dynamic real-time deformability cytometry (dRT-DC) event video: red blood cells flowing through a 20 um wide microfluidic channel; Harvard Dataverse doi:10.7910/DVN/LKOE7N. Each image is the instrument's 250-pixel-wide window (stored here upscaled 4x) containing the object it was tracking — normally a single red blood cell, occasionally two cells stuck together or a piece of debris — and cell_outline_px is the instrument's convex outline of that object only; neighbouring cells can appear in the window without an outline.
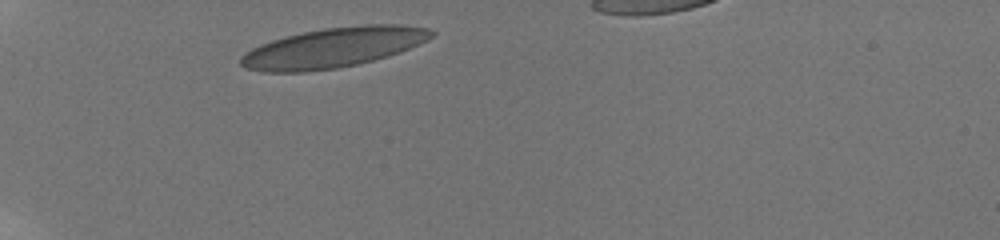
{"species": "human", "species_latin": "Homo sapiens", "temperature_condition": "room temperature", "stored_images_in_passage": 4, "camera_frame_rate_fps": 3000, "um_per_image_px": 0.085, "donor": {"sex": "male"}, "frame": {"image": 1, "passage_image": 1, "time_ms": 0.0, "image_size_px": [1000, 240], "cell_outline_px": [[436, 32], [428, 40], [400, 52], [388, 56], [356, 64], [336, 68], [304, 72], [260, 72], [244, 68], [240, 64], [240, 56], [244, 52], [260, 44], [272, 40], [304, 32], [324, 28], [364, 24], [400, 24], [428, 28]], "centroid_in_image_um": [28.31, 4.05], "position_along_channel_um": 56.7, "area_um2": 44.39}}
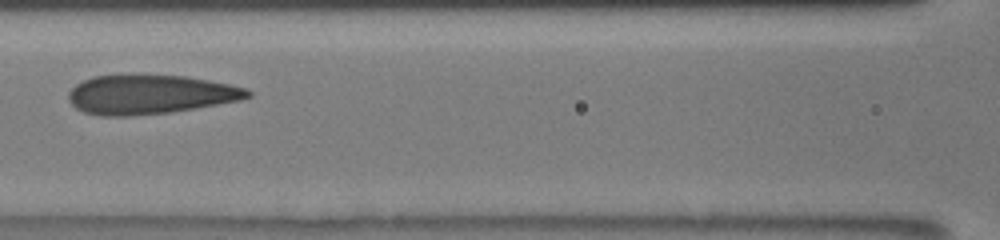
{"frame": {"image": 2, "passage_image": 4, "time_ms": 3.333, "image_size_px": [1000, 240], "cell_outline_px": [[252, 96], [240, 100], [196, 108], [172, 112], [132, 116], [104, 116], [84, 112], [76, 108], [68, 100], [68, 92], [76, 84], [92, 76], [140, 72], [184, 76], [208, 80], [248, 88], [252, 92]], "centroid_in_image_um": [12.73, 7.99], "position_along_channel_um": 153.9, "area_um2": 41.96}}